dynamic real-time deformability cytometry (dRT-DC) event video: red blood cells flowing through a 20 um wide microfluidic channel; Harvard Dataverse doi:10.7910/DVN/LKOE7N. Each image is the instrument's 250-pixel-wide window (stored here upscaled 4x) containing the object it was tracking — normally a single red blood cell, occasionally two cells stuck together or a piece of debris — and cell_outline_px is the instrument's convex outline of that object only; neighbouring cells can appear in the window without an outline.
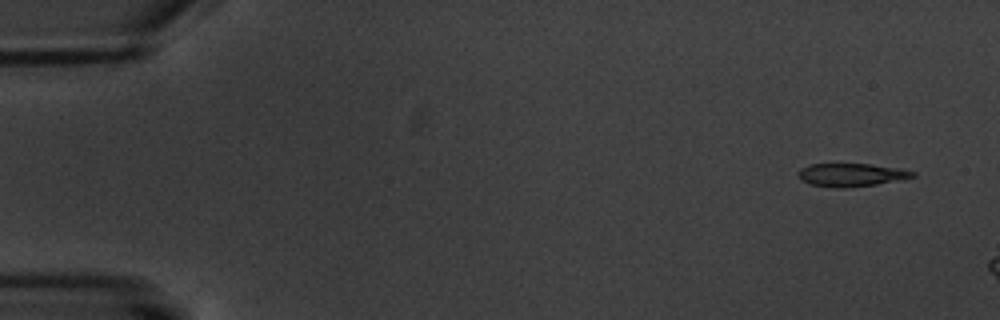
{"species": "common noctule bat (a hibernating species)", "species_latin": "Nyctalus noctula", "temperature_condition": "warm", "stored_images_in_passage": 3, "camera_frame_rate_fps": 3000, "um_per_image_px": 0.085, "animal": {"sex": "male", "body_mass_g": 20.1, "forearm_length_mm": 53.5}, "frame": {"image": 1, "passage_image": 1, "time_ms": 0.0, "image_size_px": [1000, 320], "cell_outline_px": [[916, 176], [876, 184], [844, 188], [832, 188], [812, 184], [800, 180], [796, 172], [800, 168], [808, 164], [872, 164], [900, 168], [916, 172]], "centroid_in_image_um": [72.31, 14.86], "position_along_channel_um": 12.7, "area_um2": 15.49}}